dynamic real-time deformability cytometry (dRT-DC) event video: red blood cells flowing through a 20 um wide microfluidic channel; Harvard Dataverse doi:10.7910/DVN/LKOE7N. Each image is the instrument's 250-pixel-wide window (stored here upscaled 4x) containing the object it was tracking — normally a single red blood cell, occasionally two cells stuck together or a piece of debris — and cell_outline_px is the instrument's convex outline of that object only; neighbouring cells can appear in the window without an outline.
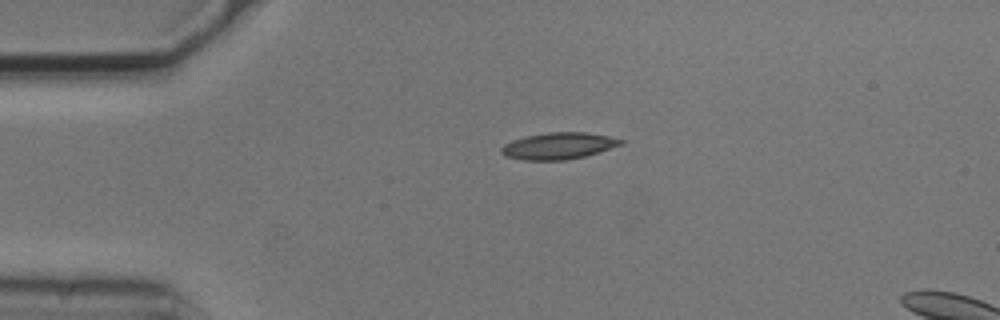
{"species": "common noctule bat (a hibernating species)", "species_latin": "Nyctalus noctula", "temperature_condition": "cold", "stored_images_in_passage": 4, "camera_frame_rate_fps": 3000, "um_per_image_px": 0.085, "animal": {"sex": "male", "body_mass_g": 20.5, "forearm_length_mm": 52.5}, "frame": {"image": 1, "passage_image": 4, "time_ms": 1.0, "image_size_px": [1000, 320], "cell_outline_px": [[624, 144], [584, 156], [564, 160], [524, 160], [504, 156], [500, 152], [500, 148], [504, 144], [512, 140], [528, 136], [548, 132], [584, 132], [608, 136], [624, 140]], "centroid_in_image_um": [47.45, 12.4], "position_along_channel_um": 37.6, "area_um2": 18.44}}